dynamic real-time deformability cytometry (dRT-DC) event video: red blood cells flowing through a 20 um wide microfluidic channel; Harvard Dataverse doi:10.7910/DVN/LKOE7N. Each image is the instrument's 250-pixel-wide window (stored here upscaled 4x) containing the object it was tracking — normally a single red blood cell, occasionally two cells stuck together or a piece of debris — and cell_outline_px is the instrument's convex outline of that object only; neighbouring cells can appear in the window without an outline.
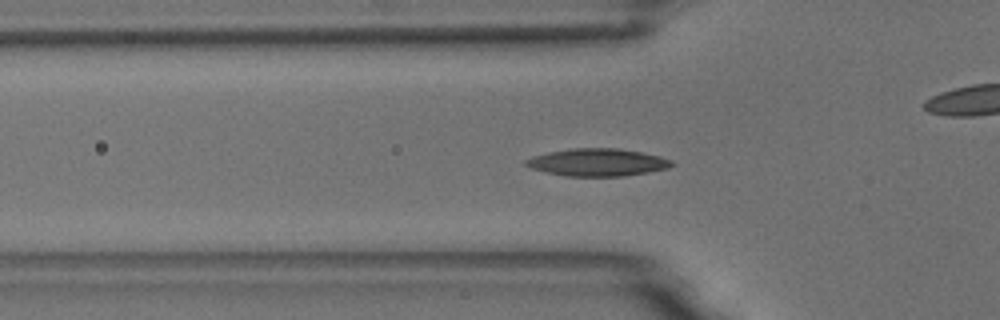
{"species": "common noctule bat (a hibernating species)", "species_latin": "Nyctalus noctula", "temperature_condition": "room temperature", "stored_images_in_passage": 54, "camera_frame_rate_fps": 3000, "um_per_image_px": 0.085, "animal": {"sex": "male", "body_mass_g": 18.8}, "frame": {"image": 1, "passage_image": 17, "time_ms": 5.333, "image_size_px": [1000, 320], "cell_outline_px": [[676, 164], [668, 168], [648, 172], [624, 176], [564, 176], [544, 172], [532, 168], [524, 164], [524, 160], [532, 156], [548, 152], [572, 148], [616, 148], [640, 152], [660, 156], [672, 160]], "centroid_in_image_um": [50.78, 13.8], "position_along_channel_um": 75.0, "area_um2": 23.47}}
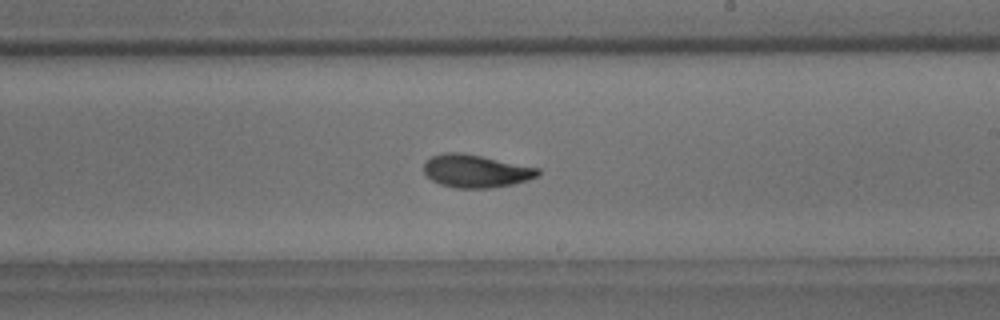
{"frame": {"image": 2, "passage_image": 31, "time_ms": 10.0, "image_size_px": [1000, 320], "cell_outline_px": [[540, 172], [536, 176], [528, 180], [512, 184], [492, 188], [456, 188], [440, 184], [432, 180], [424, 172], [424, 164], [432, 156], [444, 152], [460, 152], [540, 168]], "centroid_in_image_um": [40.44, 14.54], "position_along_channel_um": 248.6, "area_um2": 21.68}}
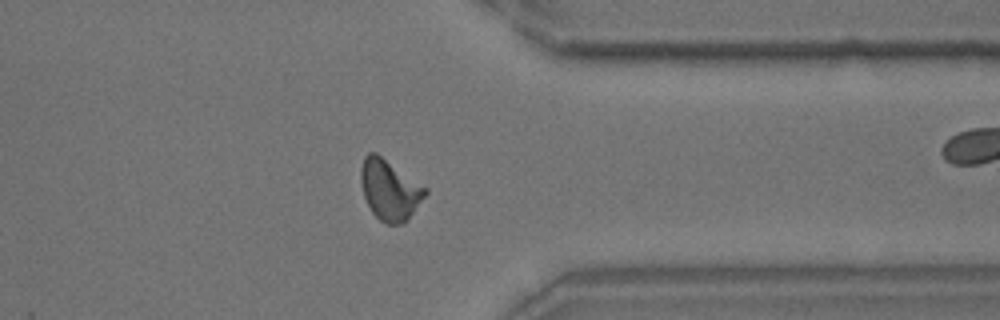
{"frame": {"image": 3, "passage_image": 42, "time_ms": 13.667, "image_size_px": [1000, 320], "cell_outline_px": [[428, 192], [408, 220], [400, 224], [384, 224], [372, 212], [364, 196], [360, 180], [360, 168], [364, 156], [368, 152], [376, 152], [428, 188]], "centroid_in_image_um": [33.12, 16.13], "position_along_channel_um": 378.3, "area_um2": 22.83}, "authors_computed_cell_mechanics": {"area_um2": 21.4438, "velocity_mm_per_s": 3.7082, "shape_relaxation_time_tau1_ms": 5.4713, "shape_relaxation_time_tau2_ms": 2.7989, "deformation_change_tau1": 0.1723, "deformation_change_tau2": 0.0883}}